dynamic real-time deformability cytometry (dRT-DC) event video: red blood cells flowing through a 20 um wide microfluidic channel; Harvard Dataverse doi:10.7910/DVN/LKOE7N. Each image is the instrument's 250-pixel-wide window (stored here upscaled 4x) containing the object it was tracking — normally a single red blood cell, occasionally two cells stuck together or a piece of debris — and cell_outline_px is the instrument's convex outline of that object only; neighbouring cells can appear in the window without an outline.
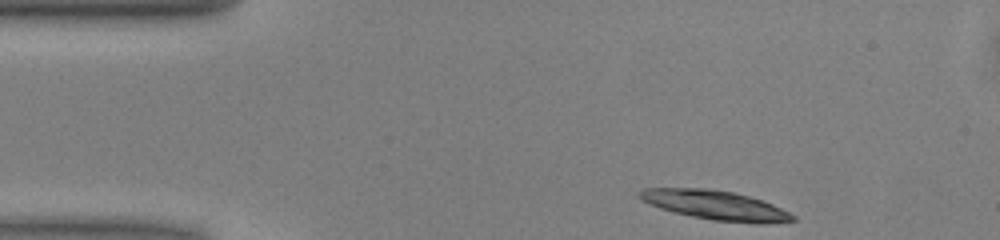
{"species": "common noctule bat (a hibernating species)", "species_latin": "Nyctalus noctula", "temperature_condition": "warm", "stored_images_in_passage": 12, "camera_frame_rate_fps": 3000, "um_per_image_px": 0.085, "animal": {"sex": "male", "body_mass_g": 13.0, "forearm_length_mm": 53.1}, "frame": {"image": 1, "passage_image": 1, "time_ms": 0.0, "image_size_px": [1000, 240], "cell_outline_px": [[796, 220], [764, 224], [756, 224], [712, 220], [692, 216], [660, 208], [644, 200], [640, 196], [640, 192], [644, 188], [708, 188], [736, 192], [772, 204], [796, 216]], "centroid_in_image_um": [60.87, 17.44], "position_along_channel_um": 24.1, "area_um2": 25.89}}